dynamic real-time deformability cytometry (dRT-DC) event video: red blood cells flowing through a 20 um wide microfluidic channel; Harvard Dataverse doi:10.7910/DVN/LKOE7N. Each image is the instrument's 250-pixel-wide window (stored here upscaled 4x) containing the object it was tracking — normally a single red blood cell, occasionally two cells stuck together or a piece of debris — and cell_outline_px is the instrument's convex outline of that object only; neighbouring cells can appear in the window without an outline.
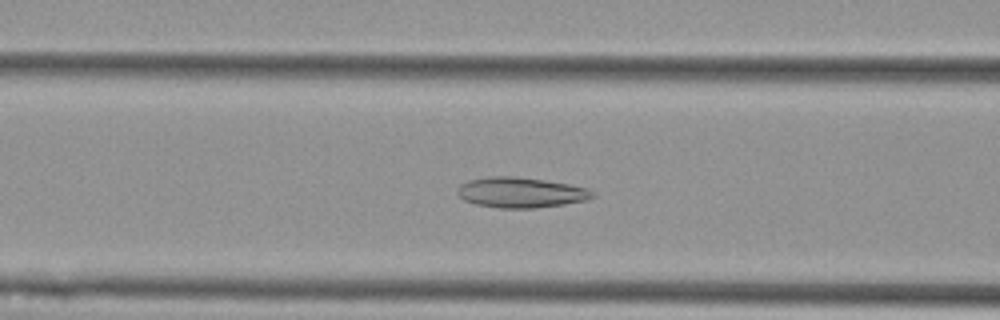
{"species": "Egyptian fruit bat (a non-hibernating species)", "species_latin": "Rousettus aegyptiacus", "temperature_condition": "cold", "stored_images_in_passage": 53, "camera_frame_rate_fps": 3000, "um_per_image_px": 0.085, "animal": {"sex": "female"}, "frame": {"image": 1, "passage_image": 20, "time_ms": 6.333, "image_size_px": [1000, 320], "cell_outline_px": [[596, 196], [584, 200], [564, 204], [536, 208], [500, 208], [476, 204], [464, 200], [456, 192], [460, 184], [468, 180], [488, 176], [512, 176], [544, 180], [568, 184], [588, 188]], "centroid_in_image_um": [44.23, 16.36], "position_along_channel_um": 122.4, "area_um2": 23.81}}
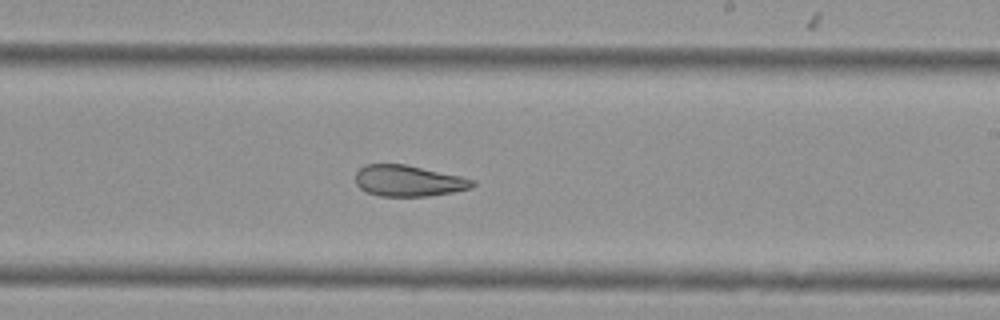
{"frame": {"image": 2, "passage_image": 31, "time_ms": 10.0, "image_size_px": [1000, 320], "cell_outline_px": [[476, 184], [472, 188], [452, 192], [428, 196], [380, 196], [368, 192], [360, 188], [356, 184], [356, 172], [364, 164], [404, 164], [460, 176], [476, 180]], "centroid_in_image_um": [34.73, 15.37], "position_along_channel_um": 254.3, "area_um2": 21.15}}
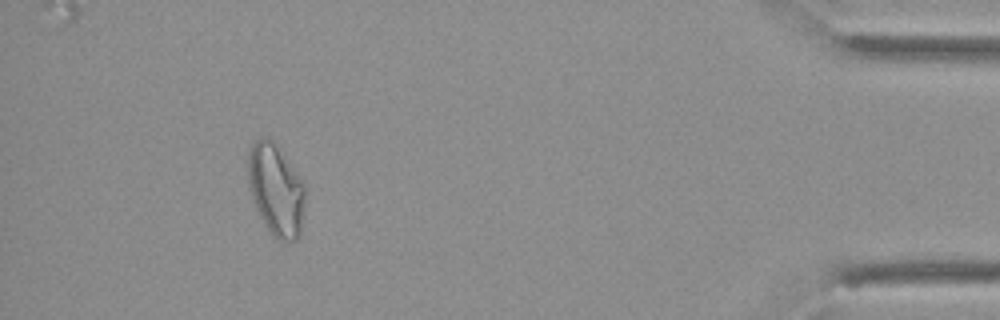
{"frame": {"image": 3, "passage_image": 49, "time_ms": 16.0, "image_size_px": [1000, 320], "cell_outline_px": [[304, 200], [300, 236], [296, 240], [284, 244], [272, 236], [264, 224], [252, 200], [248, 188], [248, 152], [252, 144], [260, 136], [268, 136], [272, 140], [296, 172], [304, 188]], "centroid_in_image_um": [23.42, 16.18], "position_along_channel_um": 411.8, "area_um2": 30.58}, "authors_computed_cell_mechanics": {"area_um2": 26.1834, "velocity_mm_per_s": 3.6137, "shape_relaxation_time_tau1_ms": null, "shape_relaxation_time_tau2_ms": 4.288, "deformation_change_tau1": null, "deformation_change_tau2": 0.1012}}